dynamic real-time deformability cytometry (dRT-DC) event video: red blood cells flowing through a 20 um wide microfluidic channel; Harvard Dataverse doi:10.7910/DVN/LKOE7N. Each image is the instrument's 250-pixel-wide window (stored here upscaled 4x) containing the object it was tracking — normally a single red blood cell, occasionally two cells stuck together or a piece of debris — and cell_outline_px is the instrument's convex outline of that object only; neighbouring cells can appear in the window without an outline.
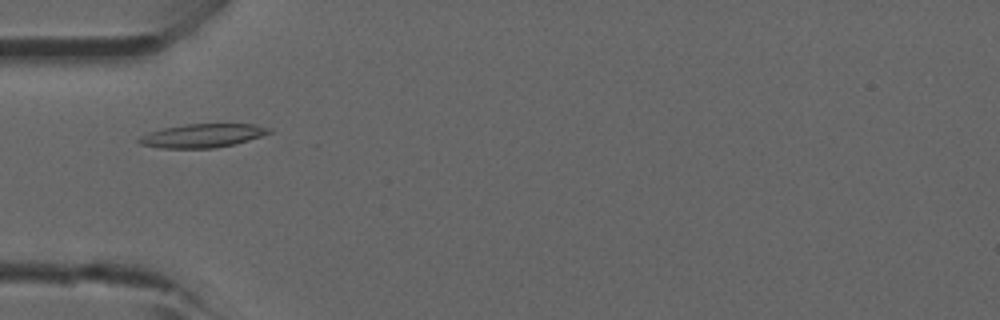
{"species": "common noctule bat (a hibernating species)", "species_latin": "Nyctalus noctula", "temperature_condition": "room temperature", "stored_images_in_passage": 32, "camera_frame_rate_fps": 3000, "um_per_image_px": 0.085, "animal": {"sex": "male", "forearm_length_mm": 52.5}, "frame": {"image": 1, "passage_image": 1, "time_ms": 0.0, "image_size_px": [1000, 320], "cell_outline_px": [[272, 132], [260, 136], [232, 144], [212, 148], [164, 148], [144, 144], [136, 140], [152, 132], [164, 128], [188, 124], [252, 124], [264, 128]], "centroid_in_image_um": [17.2, 11.53], "position_along_channel_um": 67.8, "area_um2": 17.05}}